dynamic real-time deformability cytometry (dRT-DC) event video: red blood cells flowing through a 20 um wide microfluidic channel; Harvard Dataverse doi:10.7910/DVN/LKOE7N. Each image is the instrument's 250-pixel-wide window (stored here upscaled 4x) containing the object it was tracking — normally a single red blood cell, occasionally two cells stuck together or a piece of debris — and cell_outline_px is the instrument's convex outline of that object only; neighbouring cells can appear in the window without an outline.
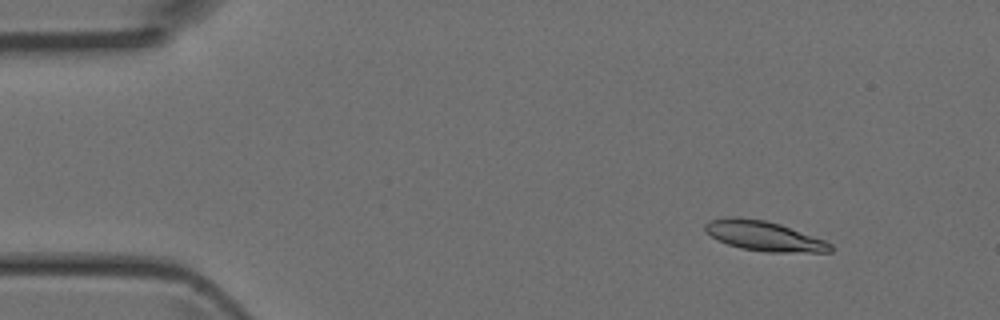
{"species": "Egyptian fruit bat (a non-hibernating species)", "species_latin": "Rousettus aegyptiacus", "temperature_condition": "room temperature", "stored_images_in_passage": 3, "camera_frame_rate_fps": 3000, "um_per_image_px": 0.085, "animal": {"sex": "female"}, "frame": {"image": 1, "passage_image": 1, "time_ms": 0.0, "image_size_px": [1000, 320], "cell_outline_px": [[832, 252], [768, 252], [740, 248], [716, 240], [704, 228], [704, 224], [708, 220], [732, 216], [736, 216], [764, 220], [780, 224], [824, 240], [832, 244]], "centroid_in_image_um": [64.91, 20.05], "position_along_channel_um": 20.1, "area_um2": 21.73}}